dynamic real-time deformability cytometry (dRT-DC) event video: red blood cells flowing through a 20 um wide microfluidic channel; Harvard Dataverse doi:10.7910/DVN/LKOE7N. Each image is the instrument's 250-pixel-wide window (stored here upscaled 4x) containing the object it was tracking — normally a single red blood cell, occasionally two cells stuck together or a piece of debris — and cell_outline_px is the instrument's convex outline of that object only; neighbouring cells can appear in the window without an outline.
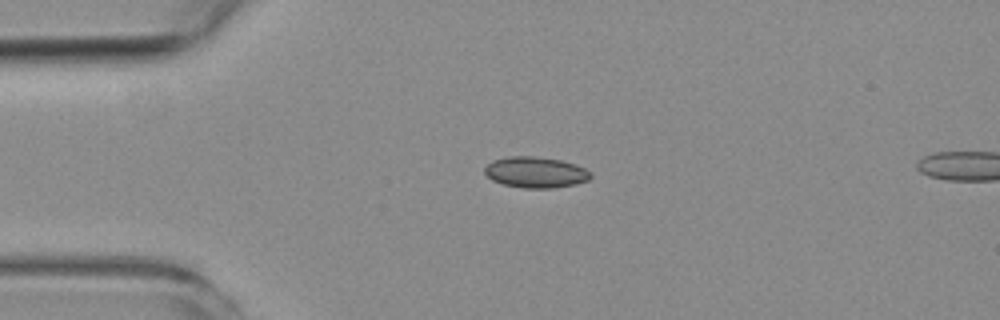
{"species": "common noctule bat (a hibernating species)", "species_latin": "Nyctalus noctula", "temperature_condition": "room temperature", "stored_images_in_passage": 3, "camera_frame_rate_fps": 3000, "um_per_image_px": 0.085, "animal": {"sex": "female", "body_mass_g": 19.3, "forearm_length_mm": 54.1}, "frame": {"image": 1, "passage_image": 1, "time_ms": 0.0, "image_size_px": [1000, 320], "cell_outline_px": [[592, 176], [588, 180], [576, 184], [552, 188], [524, 188], [504, 184], [492, 180], [484, 172], [484, 168], [492, 160], [508, 156], [536, 156], [560, 160], [576, 164], [592, 172]], "centroid_in_image_um": [45.54, 14.64], "position_along_channel_um": 39.5, "area_um2": 19.19}}